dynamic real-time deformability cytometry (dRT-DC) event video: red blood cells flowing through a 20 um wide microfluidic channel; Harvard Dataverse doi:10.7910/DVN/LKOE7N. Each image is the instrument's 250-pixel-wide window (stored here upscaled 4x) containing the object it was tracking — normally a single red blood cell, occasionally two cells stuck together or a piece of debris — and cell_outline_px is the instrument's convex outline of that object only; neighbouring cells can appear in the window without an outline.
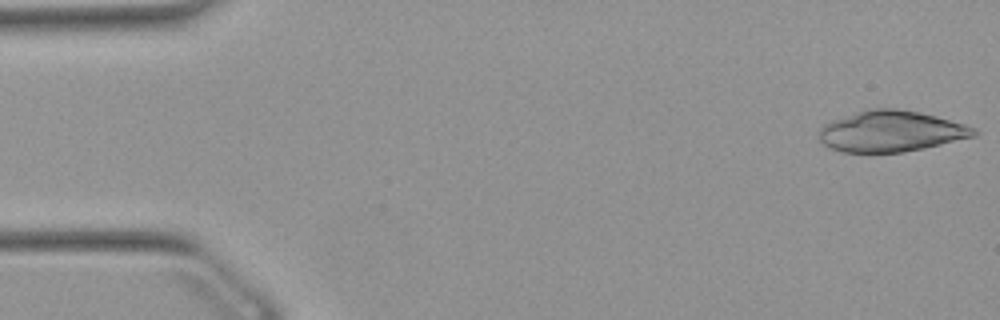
{"species": "Egyptian fruit bat (a non-hibernating species)", "species_latin": "Rousettus aegyptiacus", "temperature_condition": "warm", "stored_images_in_passage": 15, "camera_frame_rate_fps": 3000, "um_per_image_px": 0.085, "animal": {"sex": "female"}, "frame": {"image": 1, "passage_image": 1, "time_ms": 0.0, "image_size_px": [1000, 320], "cell_outline_px": [[980, 132], [976, 136], [924, 148], [904, 152], [840, 152], [824, 144], [820, 140], [820, 128], [824, 124], [832, 120], [868, 108], [892, 108], [920, 112], [936, 116], [964, 124], [976, 128]], "centroid_in_image_um": [75.76, 11.16], "position_along_channel_um": 9.2, "area_um2": 36.93}}